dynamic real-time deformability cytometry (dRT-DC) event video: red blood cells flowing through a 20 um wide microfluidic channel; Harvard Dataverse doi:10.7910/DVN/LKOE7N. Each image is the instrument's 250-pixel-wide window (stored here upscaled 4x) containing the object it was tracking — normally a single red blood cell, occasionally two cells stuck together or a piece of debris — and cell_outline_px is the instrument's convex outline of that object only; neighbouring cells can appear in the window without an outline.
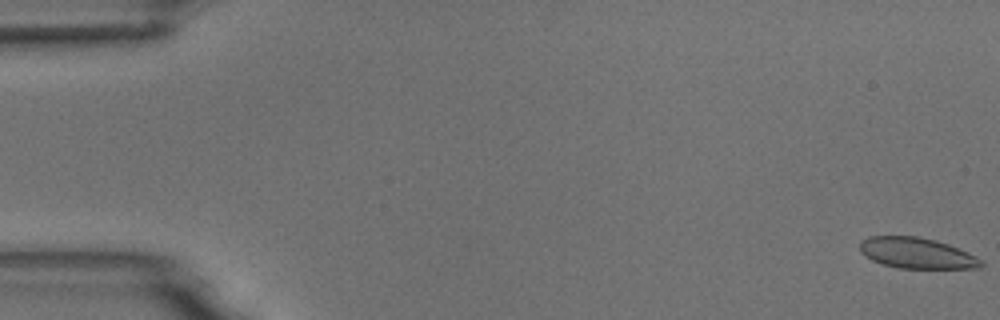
{"species": "common noctule bat (a hibernating species)", "species_latin": "Nyctalus noctula", "temperature_condition": "room temperature", "stored_images_in_passage": 6, "camera_frame_rate_fps": 3000, "um_per_image_px": 0.085, "animal": {"sex": "male", "body_mass_g": 18.8}, "frame": {"image": 1, "passage_image": 1, "time_ms": 0.0, "image_size_px": [1000, 320], "cell_outline_px": [[984, 264], [980, 268], [900, 268], [884, 264], [872, 260], [864, 256], [860, 252], [860, 240], [868, 236], [920, 236], [936, 240], [948, 244], [968, 252], [984, 260]], "centroid_in_image_um": [77.93, 21.5], "position_along_channel_um": 7.1, "area_um2": 21.96}}
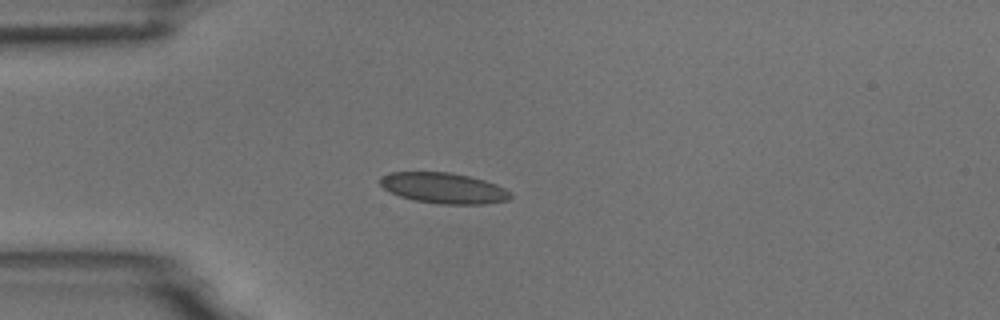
{"frame": {"image": 2, "passage_image": 5, "time_ms": 4.667, "image_size_px": [1000, 320], "cell_outline_px": [[512, 196], [508, 200], [484, 204], [440, 204], [416, 200], [400, 196], [384, 188], [380, 184], [380, 176], [392, 172], [452, 172], [484, 180], [496, 184], [512, 192]], "centroid_in_image_um": [37.74, 15.98], "position_along_channel_um": 47.3, "area_um2": 23.24}}